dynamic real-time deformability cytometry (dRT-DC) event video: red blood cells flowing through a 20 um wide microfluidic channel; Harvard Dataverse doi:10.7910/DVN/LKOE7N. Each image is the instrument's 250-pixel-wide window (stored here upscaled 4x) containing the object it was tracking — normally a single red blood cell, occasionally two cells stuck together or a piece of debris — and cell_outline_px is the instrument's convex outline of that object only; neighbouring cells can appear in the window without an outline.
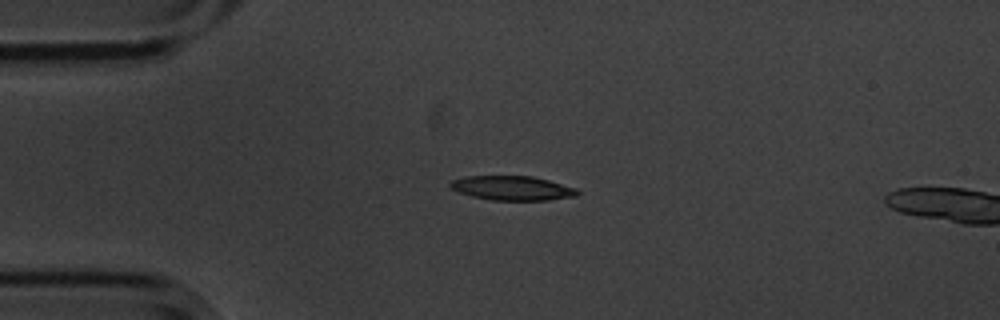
{"species": "common noctule bat (a hibernating species)", "species_latin": "Nyctalus noctula", "temperature_condition": "cold", "stored_images_in_passage": 43, "camera_frame_rate_fps": 3000, "um_per_image_px": 0.085, "animal": {"sex": "male", "body_mass_g": 20.1, "forearm_length_mm": 53.5}, "frame": {"image": 1, "passage_image": 1, "time_ms": 0.0, "image_size_px": [1000, 320], "cell_outline_px": [[580, 192], [576, 196], [548, 200], [492, 200], [472, 196], [460, 192], [452, 188], [448, 184], [452, 180], [464, 176], [532, 176], [548, 180], [576, 188]], "centroid_in_image_um": [43.55, 15.98], "position_along_channel_um": 41.5, "area_um2": 17.92}}
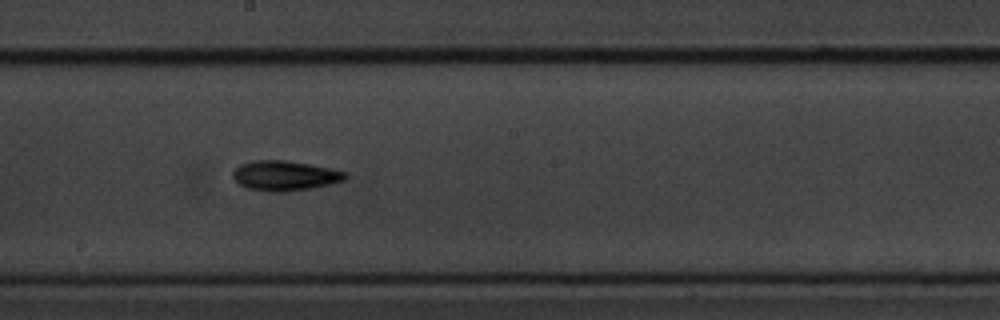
{"frame": {"image": 2, "passage_image": 18, "time_ms": 5.667, "image_size_px": [1000, 320], "cell_outline_px": [[348, 176], [344, 180], [312, 188], [284, 192], [268, 192], [248, 188], [240, 184], [232, 176], [232, 172], [240, 164], [252, 160], [288, 160], [348, 172]], "centroid_in_image_um": [24.2, 14.93], "position_along_channel_um": 224.0, "area_um2": 19.59}}
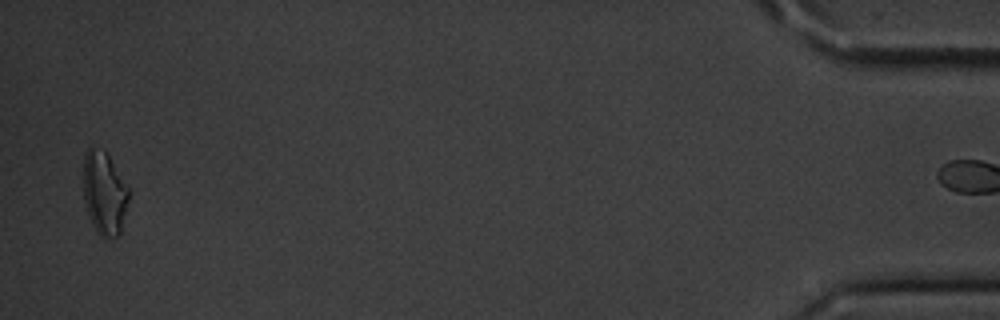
{"frame": {"image": 3, "passage_image": 42, "time_ms": 13.667, "image_size_px": [1000, 320], "cell_outline_px": [[132, 192], [120, 236], [108, 240], [104, 240], [96, 232], [88, 216], [84, 204], [84, 152], [92, 144], [104, 152], [108, 156]], "centroid_in_image_um": [8.9, 16.49], "position_along_channel_um": 426.3, "area_um2": 22.77}, "authors_computed_cell_mechanics": {"area_um2": 18.3226, "velocity_mm_per_s": 3.6176, "shape_relaxation_time_tau1_ms": 2.9621, "shape_relaxation_time_tau2_ms": 5.0888, "deformation_change_tau1": 0.1167, "deformation_change_tau2": 0.1364}}